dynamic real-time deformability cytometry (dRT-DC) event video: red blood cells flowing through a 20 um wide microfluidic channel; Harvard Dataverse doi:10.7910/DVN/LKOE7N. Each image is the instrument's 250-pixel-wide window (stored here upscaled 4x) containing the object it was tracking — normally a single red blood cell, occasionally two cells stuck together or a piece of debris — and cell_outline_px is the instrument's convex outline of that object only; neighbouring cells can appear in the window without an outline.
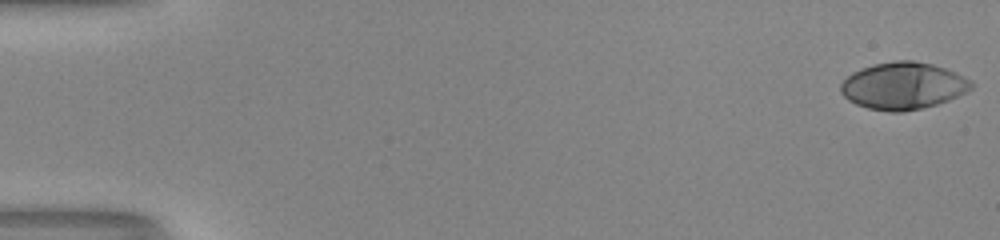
{"species": "human", "species_latin": "Homo sapiens", "temperature_condition": "room temperature", "stored_images_in_passage": 53, "camera_frame_rate_fps": 3000, "um_per_image_px": 0.085, "donor": {"sex": "male"}, "frame": {"image": 1, "passage_image": 1, "time_ms": 0.0, "image_size_px": [1000, 240], "cell_outline_px": [[976, 84], [972, 88], [948, 100], [936, 104], [904, 112], [892, 112], [868, 108], [856, 104], [848, 100], [840, 92], [840, 84], [852, 72], [860, 68], [872, 64], [896, 60], [912, 60], [932, 64], [956, 72], [972, 80]], "centroid_in_image_um": [76.76, 7.28], "position_along_channel_um": 8.2, "area_um2": 35.89}}
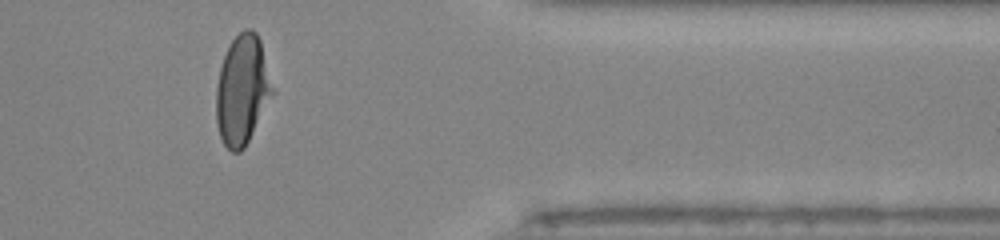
{"frame": {"image": 2, "passage_image": 44, "time_ms": 14.333, "image_size_px": [1000, 240], "cell_outline_px": [[276, 92], [244, 148], [240, 152], [232, 152], [224, 144], [220, 136], [216, 124], [216, 84], [220, 68], [224, 56], [232, 40], [244, 28], [252, 28], [256, 32], [260, 40]], "centroid_in_image_um": [20.62, 7.65], "position_along_channel_um": 390.8, "area_um2": 36.36}}
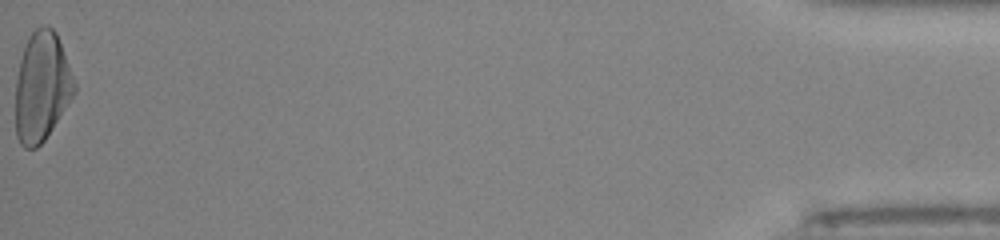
{"frame": {"image": 3, "passage_image": 53, "time_ms": 17.333, "image_size_px": [1000, 240], "cell_outline_px": [[76, 92], [44, 140], [36, 148], [24, 148], [20, 144], [16, 136], [16, 80], [20, 60], [28, 36], [36, 28], [44, 24], [52, 28], [56, 32], [76, 84]], "centroid_in_image_um": [3.55, 7.37], "position_along_channel_um": 431.7, "area_um2": 37.34}, "authors_computed_cell_mechanics": {"area_um2": 35.6626, "velocity_mm_per_s": 4.0616, "shape_relaxation_time_tau1_ms": 4.6867, "shape_relaxation_time_tau2_ms": null, "deformation_change_tau1": 0.2205, "deformation_change_tau2": null}}